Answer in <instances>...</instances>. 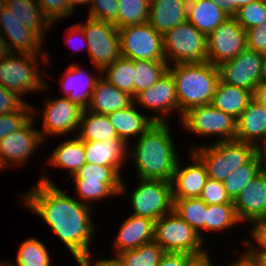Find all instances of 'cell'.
Returning a JSON list of instances; mask_svg holds the SVG:
<instances>
[{"label":"cell","mask_w":266,"mask_h":266,"mask_svg":"<svg viewBox=\"0 0 266 266\" xmlns=\"http://www.w3.org/2000/svg\"><path fill=\"white\" fill-rule=\"evenodd\" d=\"M68 1V3H69V6H70V8L75 12V8L79 5H81L82 6V4L84 5V6H88L89 4H90V1L91 0H67ZM78 4V5H77Z\"/></svg>","instance_id":"680465c9"},{"label":"cell","mask_w":266,"mask_h":266,"mask_svg":"<svg viewBox=\"0 0 266 266\" xmlns=\"http://www.w3.org/2000/svg\"><path fill=\"white\" fill-rule=\"evenodd\" d=\"M77 266H84L80 261H76Z\"/></svg>","instance_id":"a7ac6f4b"},{"label":"cell","mask_w":266,"mask_h":266,"mask_svg":"<svg viewBox=\"0 0 266 266\" xmlns=\"http://www.w3.org/2000/svg\"><path fill=\"white\" fill-rule=\"evenodd\" d=\"M38 112L32 104V117L19 129L0 140V172L15 166L28 164L30 157L44 140L39 129L34 125ZM41 144V145H40Z\"/></svg>","instance_id":"30bf717a"},{"label":"cell","mask_w":266,"mask_h":266,"mask_svg":"<svg viewBox=\"0 0 266 266\" xmlns=\"http://www.w3.org/2000/svg\"><path fill=\"white\" fill-rule=\"evenodd\" d=\"M230 16L224 7L213 0L188 1L187 20L206 36Z\"/></svg>","instance_id":"4316f807"},{"label":"cell","mask_w":266,"mask_h":266,"mask_svg":"<svg viewBox=\"0 0 266 266\" xmlns=\"http://www.w3.org/2000/svg\"><path fill=\"white\" fill-rule=\"evenodd\" d=\"M118 3V29L148 22L150 3L147 0H118Z\"/></svg>","instance_id":"ab89813d"},{"label":"cell","mask_w":266,"mask_h":266,"mask_svg":"<svg viewBox=\"0 0 266 266\" xmlns=\"http://www.w3.org/2000/svg\"><path fill=\"white\" fill-rule=\"evenodd\" d=\"M247 48L259 53H266V21L257 27L246 30Z\"/></svg>","instance_id":"681fc988"},{"label":"cell","mask_w":266,"mask_h":266,"mask_svg":"<svg viewBox=\"0 0 266 266\" xmlns=\"http://www.w3.org/2000/svg\"><path fill=\"white\" fill-rule=\"evenodd\" d=\"M140 109L133 101L128 107L107 114L117 136L127 145L133 137L137 139L155 123Z\"/></svg>","instance_id":"cb8c5ba5"},{"label":"cell","mask_w":266,"mask_h":266,"mask_svg":"<svg viewBox=\"0 0 266 266\" xmlns=\"http://www.w3.org/2000/svg\"><path fill=\"white\" fill-rule=\"evenodd\" d=\"M261 82L266 83V53H262Z\"/></svg>","instance_id":"91938a15"},{"label":"cell","mask_w":266,"mask_h":266,"mask_svg":"<svg viewBox=\"0 0 266 266\" xmlns=\"http://www.w3.org/2000/svg\"><path fill=\"white\" fill-rule=\"evenodd\" d=\"M93 257H89V258H85L83 260H80V262L84 265V266H117L113 260H109V259H106L103 258V259H97L94 264H92L93 260H91Z\"/></svg>","instance_id":"6f0895ef"},{"label":"cell","mask_w":266,"mask_h":266,"mask_svg":"<svg viewBox=\"0 0 266 266\" xmlns=\"http://www.w3.org/2000/svg\"><path fill=\"white\" fill-rule=\"evenodd\" d=\"M187 153L189 154L191 163H188V165L183 164L180 157L175 167L171 181L173 199L200 197L208 179L206 168L202 161L192 151Z\"/></svg>","instance_id":"ac0fdd59"},{"label":"cell","mask_w":266,"mask_h":266,"mask_svg":"<svg viewBox=\"0 0 266 266\" xmlns=\"http://www.w3.org/2000/svg\"><path fill=\"white\" fill-rule=\"evenodd\" d=\"M246 48V30L232 15L207 36L208 62L215 66L235 58Z\"/></svg>","instance_id":"5bb4252c"},{"label":"cell","mask_w":266,"mask_h":266,"mask_svg":"<svg viewBox=\"0 0 266 266\" xmlns=\"http://www.w3.org/2000/svg\"><path fill=\"white\" fill-rule=\"evenodd\" d=\"M0 266H9L5 261L0 260Z\"/></svg>","instance_id":"003e7915"},{"label":"cell","mask_w":266,"mask_h":266,"mask_svg":"<svg viewBox=\"0 0 266 266\" xmlns=\"http://www.w3.org/2000/svg\"><path fill=\"white\" fill-rule=\"evenodd\" d=\"M173 200V211L189 224L206 242L207 238L204 234L206 231L207 204L199 197Z\"/></svg>","instance_id":"836d02e7"},{"label":"cell","mask_w":266,"mask_h":266,"mask_svg":"<svg viewBox=\"0 0 266 266\" xmlns=\"http://www.w3.org/2000/svg\"><path fill=\"white\" fill-rule=\"evenodd\" d=\"M5 8L22 22L35 31L43 40L48 36L50 22L44 17L37 0H5ZM47 34V36H46Z\"/></svg>","instance_id":"4dcf8cb0"},{"label":"cell","mask_w":266,"mask_h":266,"mask_svg":"<svg viewBox=\"0 0 266 266\" xmlns=\"http://www.w3.org/2000/svg\"><path fill=\"white\" fill-rule=\"evenodd\" d=\"M252 98L249 90L227 84L220 79L210 104L237 120Z\"/></svg>","instance_id":"f546056e"},{"label":"cell","mask_w":266,"mask_h":266,"mask_svg":"<svg viewBox=\"0 0 266 266\" xmlns=\"http://www.w3.org/2000/svg\"><path fill=\"white\" fill-rule=\"evenodd\" d=\"M253 99L266 106V83L260 82L253 92Z\"/></svg>","instance_id":"9f6ffc18"},{"label":"cell","mask_w":266,"mask_h":266,"mask_svg":"<svg viewBox=\"0 0 266 266\" xmlns=\"http://www.w3.org/2000/svg\"><path fill=\"white\" fill-rule=\"evenodd\" d=\"M168 71L166 61L134 60V98Z\"/></svg>","instance_id":"74e56055"},{"label":"cell","mask_w":266,"mask_h":266,"mask_svg":"<svg viewBox=\"0 0 266 266\" xmlns=\"http://www.w3.org/2000/svg\"><path fill=\"white\" fill-rule=\"evenodd\" d=\"M88 17L114 24L117 27L118 0H91Z\"/></svg>","instance_id":"ee69618b"},{"label":"cell","mask_w":266,"mask_h":266,"mask_svg":"<svg viewBox=\"0 0 266 266\" xmlns=\"http://www.w3.org/2000/svg\"><path fill=\"white\" fill-rule=\"evenodd\" d=\"M134 103L139 108L149 110L148 116L152 121L168 122V116L173 115L174 111L178 113L176 87L171 73L167 71L153 86L140 92L134 98Z\"/></svg>","instance_id":"9a60e30c"},{"label":"cell","mask_w":266,"mask_h":266,"mask_svg":"<svg viewBox=\"0 0 266 266\" xmlns=\"http://www.w3.org/2000/svg\"><path fill=\"white\" fill-rule=\"evenodd\" d=\"M67 29H68L67 30L68 32L67 31L65 32L66 34H65L64 38L67 36L65 38V41L68 45H70V48L72 47V45L74 46L75 43L77 44V42L81 43V44L78 43L77 46L71 48V49L75 50L72 52L71 55L72 56L76 55V53H78L79 51L82 52V51H85L86 49H87L86 52H88V42L86 41V37H85V34L83 32L82 26L79 23H76V24H73L72 26L68 27ZM76 36H77L76 39H78V37H79L80 41L75 40ZM71 43H72V45H71Z\"/></svg>","instance_id":"f907efd6"},{"label":"cell","mask_w":266,"mask_h":266,"mask_svg":"<svg viewBox=\"0 0 266 266\" xmlns=\"http://www.w3.org/2000/svg\"><path fill=\"white\" fill-rule=\"evenodd\" d=\"M238 224L242 223L237 217L233 203L207 205L205 233L229 231L234 226L238 228Z\"/></svg>","instance_id":"f35d334b"},{"label":"cell","mask_w":266,"mask_h":266,"mask_svg":"<svg viewBox=\"0 0 266 266\" xmlns=\"http://www.w3.org/2000/svg\"><path fill=\"white\" fill-rule=\"evenodd\" d=\"M210 255L209 248L198 254H187L186 266H214V261Z\"/></svg>","instance_id":"816d5d0a"},{"label":"cell","mask_w":266,"mask_h":266,"mask_svg":"<svg viewBox=\"0 0 266 266\" xmlns=\"http://www.w3.org/2000/svg\"><path fill=\"white\" fill-rule=\"evenodd\" d=\"M204 144L191 143L190 151L202 161L208 178L221 182L232 171L246 164L259 151L254 145L238 140L209 144L205 142Z\"/></svg>","instance_id":"5b68a950"},{"label":"cell","mask_w":266,"mask_h":266,"mask_svg":"<svg viewBox=\"0 0 266 266\" xmlns=\"http://www.w3.org/2000/svg\"><path fill=\"white\" fill-rule=\"evenodd\" d=\"M121 56L133 60L166 61L163 35L148 22L119 29Z\"/></svg>","instance_id":"7c38bea8"},{"label":"cell","mask_w":266,"mask_h":266,"mask_svg":"<svg viewBox=\"0 0 266 266\" xmlns=\"http://www.w3.org/2000/svg\"><path fill=\"white\" fill-rule=\"evenodd\" d=\"M164 254L165 250L151 241L136 249L122 251L112 260L117 266H158Z\"/></svg>","instance_id":"d6a6232c"},{"label":"cell","mask_w":266,"mask_h":266,"mask_svg":"<svg viewBox=\"0 0 266 266\" xmlns=\"http://www.w3.org/2000/svg\"><path fill=\"white\" fill-rule=\"evenodd\" d=\"M163 43L168 66L208 61L207 36L188 20L169 30L163 36Z\"/></svg>","instance_id":"8992f818"},{"label":"cell","mask_w":266,"mask_h":266,"mask_svg":"<svg viewBox=\"0 0 266 266\" xmlns=\"http://www.w3.org/2000/svg\"><path fill=\"white\" fill-rule=\"evenodd\" d=\"M236 140L254 145L258 150L266 144V106L251 99L237 119Z\"/></svg>","instance_id":"7402d4cb"},{"label":"cell","mask_w":266,"mask_h":266,"mask_svg":"<svg viewBox=\"0 0 266 266\" xmlns=\"http://www.w3.org/2000/svg\"><path fill=\"white\" fill-rule=\"evenodd\" d=\"M44 17L50 22V28L60 19L72 17L75 12L70 8L67 0H37Z\"/></svg>","instance_id":"f6af8a7d"},{"label":"cell","mask_w":266,"mask_h":266,"mask_svg":"<svg viewBox=\"0 0 266 266\" xmlns=\"http://www.w3.org/2000/svg\"><path fill=\"white\" fill-rule=\"evenodd\" d=\"M77 136L83 141H107L119 138L107 114L83 110Z\"/></svg>","instance_id":"1f68e13d"},{"label":"cell","mask_w":266,"mask_h":266,"mask_svg":"<svg viewBox=\"0 0 266 266\" xmlns=\"http://www.w3.org/2000/svg\"><path fill=\"white\" fill-rule=\"evenodd\" d=\"M261 170L262 160L258 151L246 164L232 171L222 182L229 198L234 201Z\"/></svg>","instance_id":"e575fe53"},{"label":"cell","mask_w":266,"mask_h":266,"mask_svg":"<svg viewBox=\"0 0 266 266\" xmlns=\"http://www.w3.org/2000/svg\"><path fill=\"white\" fill-rule=\"evenodd\" d=\"M0 37L4 52L19 54H47L43 50L44 40L7 8L0 14ZM43 50V52H42Z\"/></svg>","instance_id":"2e32d148"},{"label":"cell","mask_w":266,"mask_h":266,"mask_svg":"<svg viewBox=\"0 0 266 266\" xmlns=\"http://www.w3.org/2000/svg\"><path fill=\"white\" fill-rule=\"evenodd\" d=\"M262 160V171L266 174V153H259Z\"/></svg>","instance_id":"94428289"},{"label":"cell","mask_w":266,"mask_h":266,"mask_svg":"<svg viewBox=\"0 0 266 266\" xmlns=\"http://www.w3.org/2000/svg\"><path fill=\"white\" fill-rule=\"evenodd\" d=\"M207 205L233 203L221 181L208 178L199 197Z\"/></svg>","instance_id":"7dc6e473"},{"label":"cell","mask_w":266,"mask_h":266,"mask_svg":"<svg viewBox=\"0 0 266 266\" xmlns=\"http://www.w3.org/2000/svg\"><path fill=\"white\" fill-rule=\"evenodd\" d=\"M4 52V49H3V44H2V41H1V37H0V54Z\"/></svg>","instance_id":"e7e4bbea"},{"label":"cell","mask_w":266,"mask_h":266,"mask_svg":"<svg viewBox=\"0 0 266 266\" xmlns=\"http://www.w3.org/2000/svg\"><path fill=\"white\" fill-rule=\"evenodd\" d=\"M139 184L132 189L129 204L131 215L154 221L173 211L174 200L170 181L138 178Z\"/></svg>","instance_id":"9c48e42d"},{"label":"cell","mask_w":266,"mask_h":266,"mask_svg":"<svg viewBox=\"0 0 266 266\" xmlns=\"http://www.w3.org/2000/svg\"><path fill=\"white\" fill-rule=\"evenodd\" d=\"M245 29L257 27L266 21V0H256L237 9L232 15Z\"/></svg>","instance_id":"60d3db41"},{"label":"cell","mask_w":266,"mask_h":266,"mask_svg":"<svg viewBox=\"0 0 266 266\" xmlns=\"http://www.w3.org/2000/svg\"><path fill=\"white\" fill-rule=\"evenodd\" d=\"M86 164L113 167L121 176L127 160L128 145L120 138L107 141H83ZM124 164V165H123Z\"/></svg>","instance_id":"603a6c76"},{"label":"cell","mask_w":266,"mask_h":266,"mask_svg":"<svg viewBox=\"0 0 266 266\" xmlns=\"http://www.w3.org/2000/svg\"><path fill=\"white\" fill-rule=\"evenodd\" d=\"M238 259L245 266H266V253H242Z\"/></svg>","instance_id":"db71d44e"},{"label":"cell","mask_w":266,"mask_h":266,"mask_svg":"<svg viewBox=\"0 0 266 266\" xmlns=\"http://www.w3.org/2000/svg\"><path fill=\"white\" fill-rule=\"evenodd\" d=\"M259 153H266V144L259 150Z\"/></svg>","instance_id":"03108f58"},{"label":"cell","mask_w":266,"mask_h":266,"mask_svg":"<svg viewBox=\"0 0 266 266\" xmlns=\"http://www.w3.org/2000/svg\"><path fill=\"white\" fill-rule=\"evenodd\" d=\"M40 61L46 66L49 63V66L51 61L49 54L1 53L0 85L18 93L22 98L30 92H34L33 94L45 92L51 87L48 84L50 82H47L44 78L47 71L40 66ZM41 68H43V71Z\"/></svg>","instance_id":"277c9868"},{"label":"cell","mask_w":266,"mask_h":266,"mask_svg":"<svg viewBox=\"0 0 266 266\" xmlns=\"http://www.w3.org/2000/svg\"><path fill=\"white\" fill-rule=\"evenodd\" d=\"M29 192L19 200L30 212L37 214L50 227L76 261L94 257L91 243L97 232L93 223L95 208L83 204L60 189L45 171Z\"/></svg>","instance_id":"6da1fadb"},{"label":"cell","mask_w":266,"mask_h":266,"mask_svg":"<svg viewBox=\"0 0 266 266\" xmlns=\"http://www.w3.org/2000/svg\"><path fill=\"white\" fill-rule=\"evenodd\" d=\"M189 0H153L148 23L161 35L187 20Z\"/></svg>","instance_id":"d4e9b609"},{"label":"cell","mask_w":266,"mask_h":266,"mask_svg":"<svg viewBox=\"0 0 266 266\" xmlns=\"http://www.w3.org/2000/svg\"><path fill=\"white\" fill-rule=\"evenodd\" d=\"M74 193L77 199L85 205L94 208V203L106 199L124 196L128 189L125 180L122 182H100L99 180L73 179ZM120 195V196H119Z\"/></svg>","instance_id":"f1b7e54d"},{"label":"cell","mask_w":266,"mask_h":266,"mask_svg":"<svg viewBox=\"0 0 266 266\" xmlns=\"http://www.w3.org/2000/svg\"><path fill=\"white\" fill-rule=\"evenodd\" d=\"M233 205L243 224L266 219V174L262 170L235 198Z\"/></svg>","instance_id":"d6986e66"},{"label":"cell","mask_w":266,"mask_h":266,"mask_svg":"<svg viewBox=\"0 0 266 266\" xmlns=\"http://www.w3.org/2000/svg\"><path fill=\"white\" fill-rule=\"evenodd\" d=\"M225 266H245L238 258H236V261L234 260L231 263H227Z\"/></svg>","instance_id":"6125c7cd"},{"label":"cell","mask_w":266,"mask_h":266,"mask_svg":"<svg viewBox=\"0 0 266 266\" xmlns=\"http://www.w3.org/2000/svg\"><path fill=\"white\" fill-rule=\"evenodd\" d=\"M170 127L169 122H155L133 148L128 145L127 160H132L138 178L172 181L180 156Z\"/></svg>","instance_id":"7a4b0ae2"},{"label":"cell","mask_w":266,"mask_h":266,"mask_svg":"<svg viewBox=\"0 0 266 266\" xmlns=\"http://www.w3.org/2000/svg\"><path fill=\"white\" fill-rule=\"evenodd\" d=\"M46 161L48 166L66 170L69 175L66 180L70 181V177L86 163L83 140L78 136H69L55 146Z\"/></svg>","instance_id":"83f0119b"},{"label":"cell","mask_w":266,"mask_h":266,"mask_svg":"<svg viewBox=\"0 0 266 266\" xmlns=\"http://www.w3.org/2000/svg\"><path fill=\"white\" fill-rule=\"evenodd\" d=\"M79 24L88 42V54L94 69L102 71L121 56L119 29L114 24L88 16Z\"/></svg>","instance_id":"8fae6325"},{"label":"cell","mask_w":266,"mask_h":266,"mask_svg":"<svg viewBox=\"0 0 266 266\" xmlns=\"http://www.w3.org/2000/svg\"><path fill=\"white\" fill-rule=\"evenodd\" d=\"M218 68L223 82L244 88L253 94L255 87L261 82L262 53L246 48Z\"/></svg>","instance_id":"e0dca14e"},{"label":"cell","mask_w":266,"mask_h":266,"mask_svg":"<svg viewBox=\"0 0 266 266\" xmlns=\"http://www.w3.org/2000/svg\"><path fill=\"white\" fill-rule=\"evenodd\" d=\"M32 117V105L26 103L17 112L0 115V140L19 130Z\"/></svg>","instance_id":"7bdbcfd3"},{"label":"cell","mask_w":266,"mask_h":266,"mask_svg":"<svg viewBox=\"0 0 266 266\" xmlns=\"http://www.w3.org/2000/svg\"><path fill=\"white\" fill-rule=\"evenodd\" d=\"M27 101L18 93L0 85V115L17 112Z\"/></svg>","instance_id":"c3c4849f"},{"label":"cell","mask_w":266,"mask_h":266,"mask_svg":"<svg viewBox=\"0 0 266 266\" xmlns=\"http://www.w3.org/2000/svg\"><path fill=\"white\" fill-rule=\"evenodd\" d=\"M153 241L165 252L193 255L207 248V242L174 211L155 221Z\"/></svg>","instance_id":"ba28073f"},{"label":"cell","mask_w":266,"mask_h":266,"mask_svg":"<svg viewBox=\"0 0 266 266\" xmlns=\"http://www.w3.org/2000/svg\"><path fill=\"white\" fill-rule=\"evenodd\" d=\"M101 75L115 87L131 95L134 99V60L120 56L106 66Z\"/></svg>","instance_id":"8d00e7d4"},{"label":"cell","mask_w":266,"mask_h":266,"mask_svg":"<svg viewBox=\"0 0 266 266\" xmlns=\"http://www.w3.org/2000/svg\"><path fill=\"white\" fill-rule=\"evenodd\" d=\"M187 132L212 142L236 140L237 120L211 104L193 107L182 114L179 121Z\"/></svg>","instance_id":"52a82bcc"},{"label":"cell","mask_w":266,"mask_h":266,"mask_svg":"<svg viewBox=\"0 0 266 266\" xmlns=\"http://www.w3.org/2000/svg\"><path fill=\"white\" fill-rule=\"evenodd\" d=\"M4 8H5V0H0V14Z\"/></svg>","instance_id":"be15d7a7"},{"label":"cell","mask_w":266,"mask_h":266,"mask_svg":"<svg viewBox=\"0 0 266 266\" xmlns=\"http://www.w3.org/2000/svg\"><path fill=\"white\" fill-rule=\"evenodd\" d=\"M133 101L131 95L121 91L101 75L96 81L87 110L108 114L128 107Z\"/></svg>","instance_id":"484cf974"},{"label":"cell","mask_w":266,"mask_h":266,"mask_svg":"<svg viewBox=\"0 0 266 266\" xmlns=\"http://www.w3.org/2000/svg\"><path fill=\"white\" fill-rule=\"evenodd\" d=\"M215 3L224 7L230 15H233L234 12L245 6L246 4H250L256 0H213Z\"/></svg>","instance_id":"11a10c76"},{"label":"cell","mask_w":266,"mask_h":266,"mask_svg":"<svg viewBox=\"0 0 266 266\" xmlns=\"http://www.w3.org/2000/svg\"><path fill=\"white\" fill-rule=\"evenodd\" d=\"M73 179L99 180L100 182H122L123 177L110 166L84 164L73 176Z\"/></svg>","instance_id":"b9f144b4"},{"label":"cell","mask_w":266,"mask_h":266,"mask_svg":"<svg viewBox=\"0 0 266 266\" xmlns=\"http://www.w3.org/2000/svg\"><path fill=\"white\" fill-rule=\"evenodd\" d=\"M49 97L47 95L44 100L45 108L41 110L42 130L40 128L39 131L43 140L46 142L47 136H72V133L73 136H77L83 109L62 95L58 98Z\"/></svg>","instance_id":"4fadbf2b"},{"label":"cell","mask_w":266,"mask_h":266,"mask_svg":"<svg viewBox=\"0 0 266 266\" xmlns=\"http://www.w3.org/2000/svg\"><path fill=\"white\" fill-rule=\"evenodd\" d=\"M154 223V220L146 217L125 215L112 244L114 256L106 259L112 260L122 251L136 249L140 245L153 241Z\"/></svg>","instance_id":"44dd1931"},{"label":"cell","mask_w":266,"mask_h":266,"mask_svg":"<svg viewBox=\"0 0 266 266\" xmlns=\"http://www.w3.org/2000/svg\"><path fill=\"white\" fill-rule=\"evenodd\" d=\"M64 72L60 82L63 96L86 110L96 81L101 76V70H96L97 73H90V70L87 72L81 64L72 63L66 67Z\"/></svg>","instance_id":"ffe728a7"},{"label":"cell","mask_w":266,"mask_h":266,"mask_svg":"<svg viewBox=\"0 0 266 266\" xmlns=\"http://www.w3.org/2000/svg\"><path fill=\"white\" fill-rule=\"evenodd\" d=\"M187 254L165 252L158 266H186Z\"/></svg>","instance_id":"f5cc1de1"},{"label":"cell","mask_w":266,"mask_h":266,"mask_svg":"<svg viewBox=\"0 0 266 266\" xmlns=\"http://www.w3.org/2000/svg\"><path fill=\"white\" fill-rule=\"evenodd\" d=\"M251 226V230L249 228L247 233L250 234L252 239L245 238L241 242V245L245 247L243 253H266V221H255L251 223Z\"/></svg>","instance_id":"bcb514c9"},{"label":"cell","mask_w":266,"mask_h":266,"mask_svg":"<svg viewBox=\"0 0 266 266\" xmlns=\"http://www.w3.org/2000/svg\"><path fill=\"white\" fill-rule=\"evenodd\" d=\"M46 245L37 239L29 237L18 248L15 263L6 262L9 266H52L53 259Z\"/></svg>","instance_id":"d590c367"},{"label":"cell","mask_w":266,"mask_h":266,"mask_svg":"<svg viewBox=\"0 0 266 266\" xmlns=\"http://www.w3.org/2000/svg\"><path fill=\"white\" fill-rule=\"evenodd\" d=\"M178 99L179 121L187 110L209 105L220 80L218 66L212 63H176L168 66Z\"/></svg>","instance_id":"3957f363"}]
</instances>
